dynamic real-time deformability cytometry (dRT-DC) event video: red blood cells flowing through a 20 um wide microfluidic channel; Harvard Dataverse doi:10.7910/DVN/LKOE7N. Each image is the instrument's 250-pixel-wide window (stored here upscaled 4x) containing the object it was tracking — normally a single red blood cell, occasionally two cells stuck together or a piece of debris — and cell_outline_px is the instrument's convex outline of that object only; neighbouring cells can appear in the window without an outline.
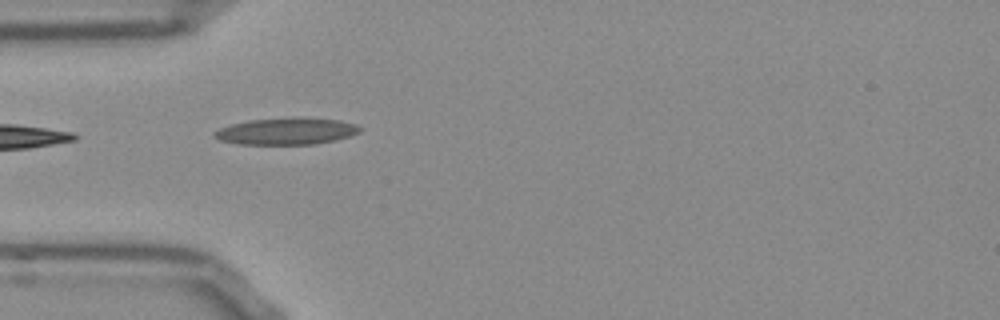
{"species": "Egyptian fruit bat (a non-hibernating species)", "species_latin": "Rousettus aegyptiacus", "temperature_condition": "room temperature", "stored_images_in_passage": 9, "camera_frame_rate_fps": 3000, "um_per_image_px": 0.085, "frame": {"image": 1, "passage_image": 1, "time_ms": 0.0, "image_size_px": [1000, 320], "cell_outline_px": [[360, 132], [336, 140], [312, 144], [240, 144], [220, 140], [212, 136], [212, 132], [220, 128], [232, 124], [248, 120], [340, 120], [356, 124], [360, 128]], "centroid_in_image_um": [24.29, 11.2], "position_along_channel_um": 60.7, "area_um2": 21.56}}
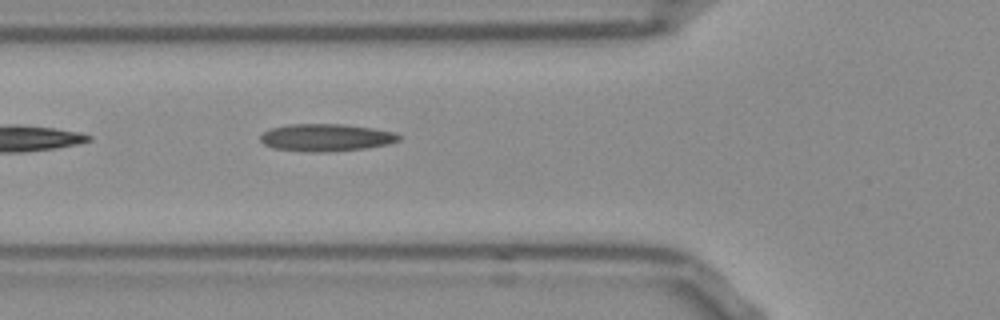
{"frame": {"image": 2, "passage_image": 4, "time_ms": 1.0, "image_size_px": [1000, 320], "cell_outline_px": [[400, 140], [384, 144], [364, 148], [324, 152], [312, 152], [272, 148], [264, 144], [260, 140], [260, 136], [264, 132], [272, 128], [288, 124], [344, 124], [372, 128], [392, 132], [400, 136]], "centroid_in_image_um": [27.66, 11.68], "position_along_channel_um": 98.1, "area_um2": 21.79}}